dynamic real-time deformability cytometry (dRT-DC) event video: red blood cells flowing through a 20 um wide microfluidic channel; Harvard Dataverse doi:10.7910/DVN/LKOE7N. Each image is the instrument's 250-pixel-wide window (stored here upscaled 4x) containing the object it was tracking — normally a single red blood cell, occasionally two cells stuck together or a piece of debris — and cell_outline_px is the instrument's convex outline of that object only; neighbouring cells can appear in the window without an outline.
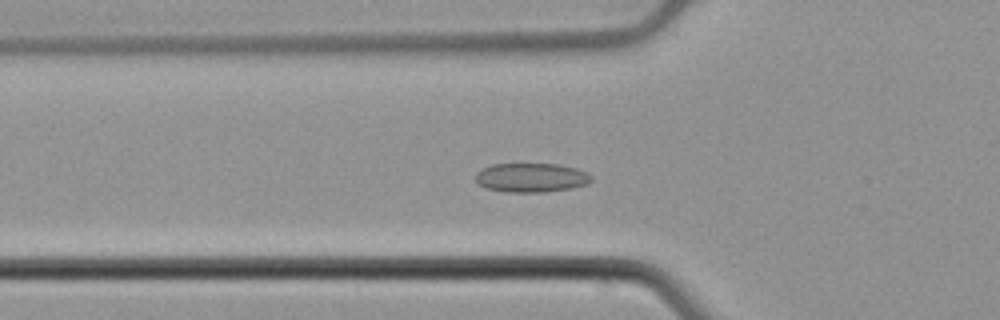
{"species": "common noctule bat (a hibernating species)", "species_latin": "Nyctalus noctula", "temperature_condition": "cold", "stored_images_in_passage": 57, "camera_frame_rate_fps": 3000, "um_per_image_px": 0.085, "animal": {"sex": "male", "body_mass_g": 21.5, "forearm_length_mm": 52.0}, "frame": {"image": 1, "passage_image": 21, "time_ms": 6.667, "image_size_px": [1000, 320], "cell_outline_px": [[592, 180], [588, 184], [572, 188], [544, 192], [504, 192], [488, 188], [480, 184], [476, 180], [476, 172], [492, 164], [556, 164], [576, 168], [588, 172], [592, 176]], "centroid_in_image_um": [45.2, 15.1], "position_along_channel_um": 80.6, "area_um2": 19.65}}
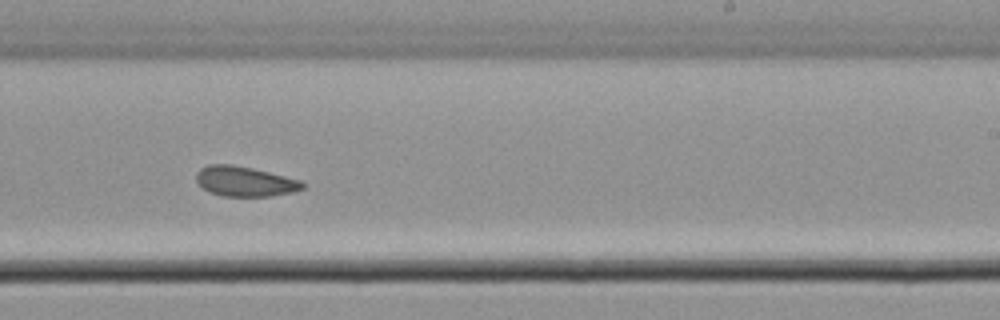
{"frame": {"image": 2, "passage_image": 36, "time_ms": 11.667, "image_size_px": [1000, 320], "cell_outline_px": [[304, 188], [292, 192], [272, 196], [224, 196], [208, 192], [196, 180], [196, 172], [200, 168], [208, 164], [228, 164], [252, 168], [300, 180], [304, 184]], "centroid_in_image_um": [20.78, 15.42], "position_along_channel_um": 268.2, "area_um2": 18.44}}
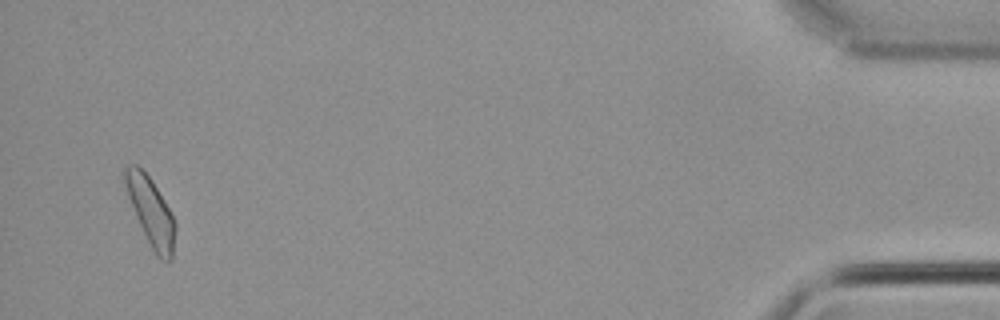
{"frame": {"image": 3, "passage_image": 55, "time_ms": 18.0, "image_size_px": [1000, 320], "cell_outline_px": [[176, 228], [172, 260], [160, 260], [156, 256], [136, 216], [128, 196], [124, 184], [124, 168], [128, 164], [136, 164], [152, 180], [168, 208], [176, 224]], "centroid_in_image_um": [12.82, 17.99], "position_along_channel_um": 422.4, "area_um2": 19.48}, "authors_computed_cell_mechanics": {"area_um2": 19.3052, "velocity_mm_per_s": 3.7577, "shape_relaxation_time_tau1_ms": 3.0131, "shape_relaxation_time_tau2_ms": 1.561, "deformation_change_tau1": 0.0355, "deformation_change_tau2": 0.0564}}